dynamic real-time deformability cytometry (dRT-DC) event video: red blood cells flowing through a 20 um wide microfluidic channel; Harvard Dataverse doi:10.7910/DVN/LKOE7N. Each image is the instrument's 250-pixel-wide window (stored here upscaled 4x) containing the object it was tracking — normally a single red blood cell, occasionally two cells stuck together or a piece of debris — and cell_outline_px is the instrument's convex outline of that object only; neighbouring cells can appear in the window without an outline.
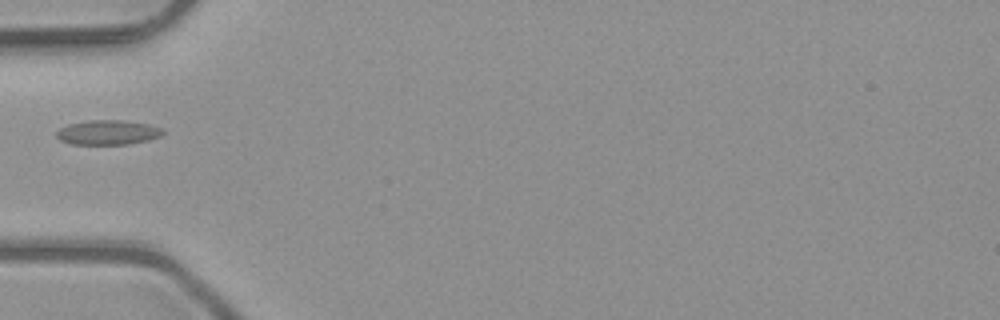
{"species": "common noctule bat (a hibernating species)", "species_latin": "Nyctalus noctula", "temperature_condition": "room temperature", "stored_images_in_passage": 1, "camera_frame_rate_fps": 3000, "um_per_image_px": 0.085, "animal": {"sex": "male", "body_mass_g": 23.1, "forearm_length_mm": 52.7}, "frame": {"image": 1, "passage_image": 1, "time_ms": 0.0, "image_size_px": [1000, 320], "cell_outline_px": [[164, 132], [160, 136], [148, 140], [128, 144], [72, 144], [60, 140], [56, 136], [56, 132], [60, 128], [68, 124], [88, 120], [124, 120], [148, 124], [164, 128]], "centroid_in_image_um": [9.17, 11.25], "position_along_channel_um": 75.8, "area_um2": 15.32}}